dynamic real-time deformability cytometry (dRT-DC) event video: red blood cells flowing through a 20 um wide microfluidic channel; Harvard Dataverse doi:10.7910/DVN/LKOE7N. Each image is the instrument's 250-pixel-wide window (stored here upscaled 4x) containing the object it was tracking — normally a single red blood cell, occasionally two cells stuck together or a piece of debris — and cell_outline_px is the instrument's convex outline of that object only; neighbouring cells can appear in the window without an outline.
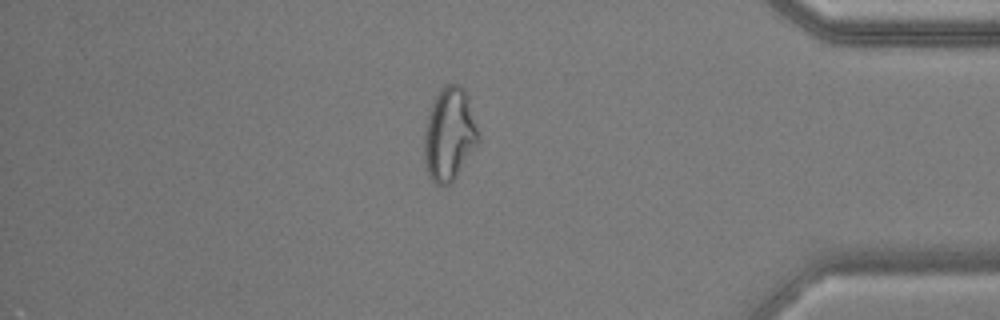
{"species": "common noctule bat (a hibernating species)", "species_latin": "Nyctalus noctula", "temperature_condition": "warm", "stored_images_in_passage": 46, "camera_frame_rate_fps": 3000, "um_per_image_px": 0.085, "animal": {"sex": "male", "body_mass_g": 17.9, "forearm_length_mm": 54.2}, "frame": {"image": 1, "passage_image": 45, "time_ms": 14.667, "image_size_px": [1000, 320], "cell_outline_px": [[480, 140], [452, 184], [436, 184], [428, 176], [424, 160], [424, 132], [428, 116], [432, 104], [440, 88], [444, 84], [460, 84], [464, 88], [468, 96]], "centroid_in_image_um": [38.19, 11.42], "position_along_channel_um": 397.0, "area_um2": 29.42}}